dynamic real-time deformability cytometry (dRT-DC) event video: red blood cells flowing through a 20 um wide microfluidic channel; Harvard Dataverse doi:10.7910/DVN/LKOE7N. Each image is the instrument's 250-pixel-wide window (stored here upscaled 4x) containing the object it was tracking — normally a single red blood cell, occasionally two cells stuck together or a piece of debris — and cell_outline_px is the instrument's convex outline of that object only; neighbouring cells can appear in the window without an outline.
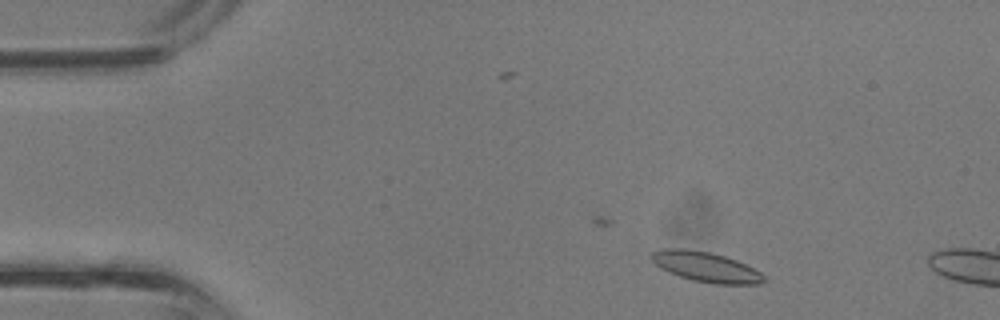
{"species": "common noctule bat (a hibernating species)", "species_latin": "Nyctalus noctula", "temperature_condition": "room temperature", "stored_images_in_passage": 15, "camera_frame_rate_fps": 3000, "um_per_image_px": 0.085, "animal": {"sex": "male", "body_mass_g": 13.3}, "frame": {"image": 1, "passage_image": 3, "time_ms": 0.667, "image_size_px": [1000, 320], "cell_outline_px": [[768, 280], [760, 284], [716, 284], [692, 280], [668, 272], [660, 268], [652, 260], [652, 252], [660, 248], [684, 248], [708, 252], [724, 256], [736, 260], [760, 272]], "centroid_in_image_um": [60.0, 22.69], "position_along_channel_um": 25.0, "area_um2": 19.59}}
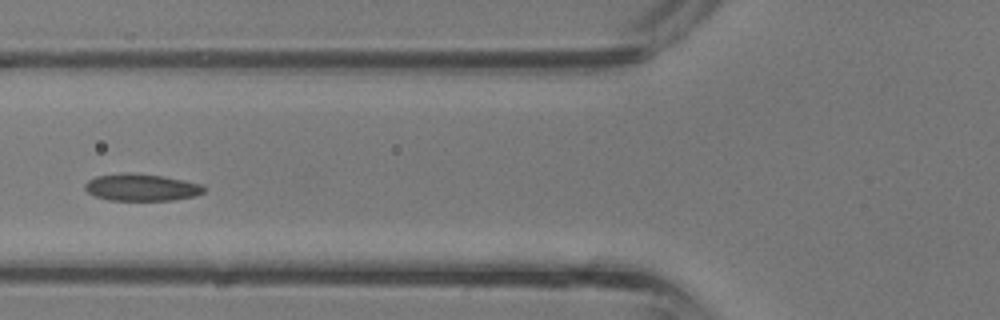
{"frame": {"image": 2, "passage_image": 12, "time_ms": 3.667, "image_size_px": [1000, 320], "cell_outline_px": [[208, 188], [204, 192], [196, 196], [172, 200], [108, 200], [96, 196], [88, 192], [84, 188], [84, 184], [88, 180], [96, 176], [124, 172], [132, 172], [160, 176], [184, 180], [204, 184]], "centroid_in_image_um": [12.06, 15.92], "position_along_channel_um": 113.7, "area_um2": 18.96}}
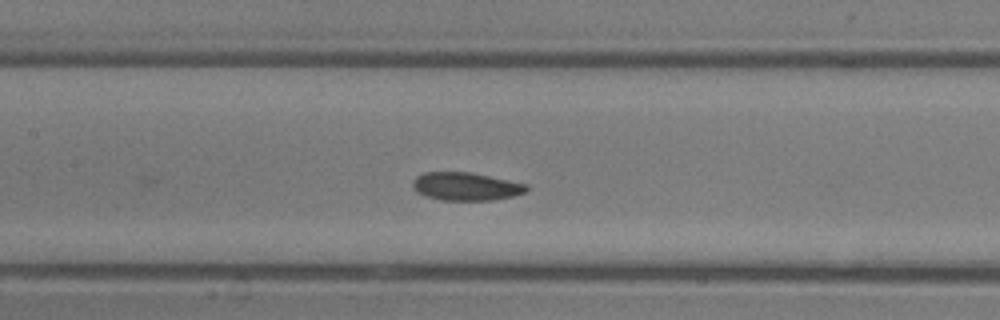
{"frame": {"image": 3, "passage_image": 15, "time_ms": 4.667, "image_size_px": [1000, 320], "cell_outline_px": [[528, 188], [524, 192], [512, 196], [492, 200], [444, 200], [424, 196], [416, 192], [412, 188], [412, 180], [416, 176], [424, 172], [468, 172], [528, 184]], "centroid_in_image_um": [39.54, 15.84], "position_along_channel_um": 167.9, "area_um2": 18.55}}